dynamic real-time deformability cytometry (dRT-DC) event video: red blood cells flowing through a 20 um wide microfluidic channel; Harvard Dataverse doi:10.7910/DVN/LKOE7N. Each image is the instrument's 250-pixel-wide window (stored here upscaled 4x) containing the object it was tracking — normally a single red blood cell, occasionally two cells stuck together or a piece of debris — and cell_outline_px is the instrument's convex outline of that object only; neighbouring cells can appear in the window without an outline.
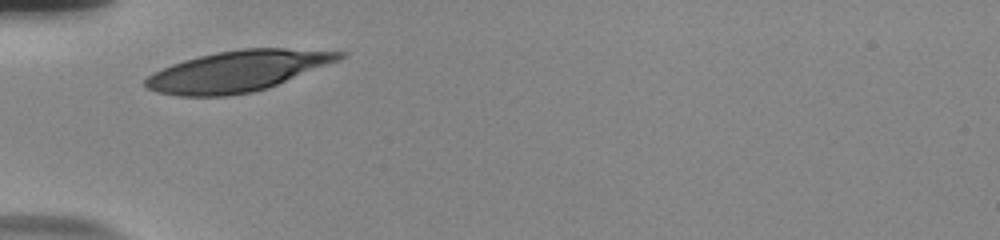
{"species": "human", "species_latin": "Homo sapiens", "temperature_condition": "room temperature", "stored_images_in_passage": 28, "camera_frame_rate_fps": 3000, "um_per_image_px": 0.085, "donor": {"sex": "male"}, "frame": {"image": 1, "passage_image": 1, "time_ms": 0.0, "image_size_px": [1000, 240], "cell_outline_px": [[348, 56], [340, 60], [268, 88], [252, 92], [228, 96], [176, 96], [156, 92], [148, 88], [144, 84], [144, 80], [152, 72], [172, 64], [184, 60], [216, 52], [244, 48], [284, 48], [348, 52]], "centroid_in_image_um": [20.21, 6.04], "position_along_channel_um": 64.8, "area_um2": 46.24}}
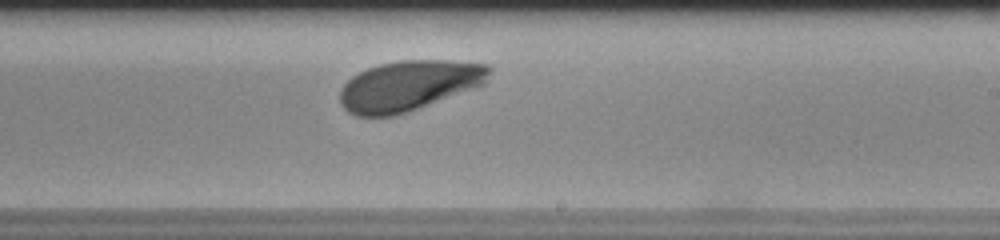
{"frame": {"image": 2, "passage_image": 17, "time_ms": 5.333, "image_size_px": [1000, 240], "cell_outline_px": [[492, 68], [484, 84], [408, 112], [392, 116], [356, 116], [348, 112], [340, 104], [340, 92], [344, 84], [352, 76], [368, 68], [380, 64], [400, 60], [452, 60], [488, 64]], "centroid_in_image_um": [34.75, 7.27], "position_along_channel_um": 254.2, "area_um2": 43.64}}
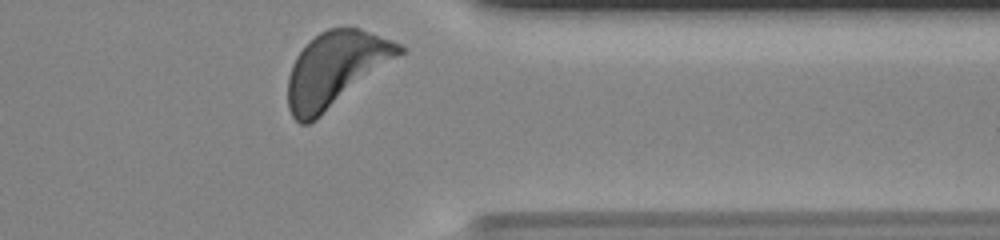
{"frame": {"image": 3, "passage_image": 28, "time_ms": 9.0, "image_size_px": [1000, 240], "cell_outline_px": [[404, 52], [316, 120], [308, 124], [300, 124], [292, 116], [288, 108], [288, 76], [292, 64], [296, 56], [320, 32], [328, 28], [360, 28], [392, 40], [400, 44], [404, 48]], "centroid_in_image_um": [28.51, 5.89], "position_along_channel_um": 382.9, "area_um2": 47.86}, "authors_computed_cell_mechanics": {"area_um2": 45.2863, "velocity_mm_per_s": 3.6319, "shape_relaxation_time_tau1_ms": 2.2634, "shape_relaxation_time_tau2_ms": null, "deformation_change_tau1": 0.1591, "deformation_change_tau2": null}}